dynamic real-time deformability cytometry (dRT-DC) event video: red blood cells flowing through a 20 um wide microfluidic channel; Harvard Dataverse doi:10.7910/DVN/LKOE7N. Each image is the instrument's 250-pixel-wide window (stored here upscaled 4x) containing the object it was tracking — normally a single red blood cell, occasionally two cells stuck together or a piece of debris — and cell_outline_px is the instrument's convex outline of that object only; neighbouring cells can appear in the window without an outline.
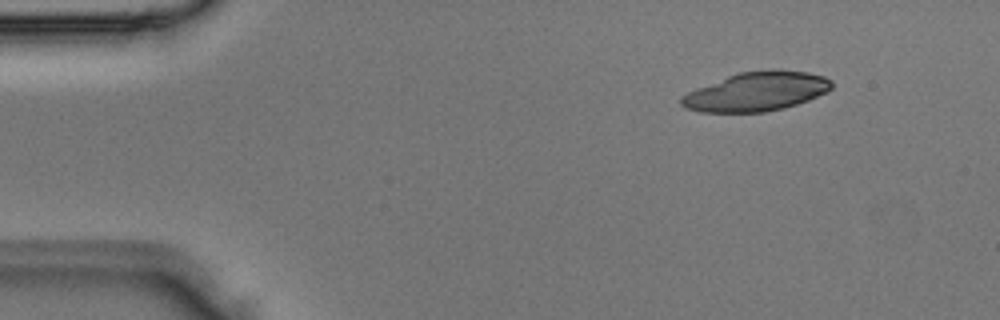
{"species": "Egyptian fruit bat (a non-hibernating species)", "species_latin": "Rousettus aegyptiacus", "temperature_condition": "room temperature", "stored_images_in_passage": 2, "camera_frame_rate_fps": 3000, "um_per_image_px": 0.085, "animal": {"sex": "male"}, "frame": {"image": 1, "passage_image": 2, "time_ms": 0.333, "image_size_px": [1000, 320], "cell_outline_px": [[832, 88], [828, 92], [808, 100], [784, 108], [764, 112], [700, 112], [684, 108], [680, 104], [680, 96], [696, 88], [728, 76], [740, 72], [768, 68], [776, 68], [808, 72], [824, 76], [832, 80]], "centroid_in_image_um": [64.32, 7.77], "position_along_channel_um": 20.7, "area_um2": 34.62}}